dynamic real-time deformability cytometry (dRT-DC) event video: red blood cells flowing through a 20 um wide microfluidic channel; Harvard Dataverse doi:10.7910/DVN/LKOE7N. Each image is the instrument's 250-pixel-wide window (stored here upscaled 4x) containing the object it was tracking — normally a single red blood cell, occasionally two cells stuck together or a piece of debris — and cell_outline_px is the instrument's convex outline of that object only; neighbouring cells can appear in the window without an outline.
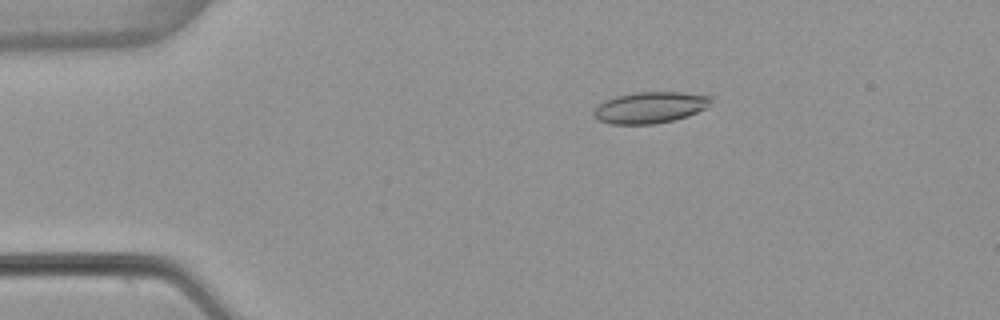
{"species": "common noctule bat (a hibernating species)", "species_latin": "Nyctalus noctula", "temperature_condition": "warm", "stored_images_in_passage": 53, "camera_frame_rate_fps": 3000, "um_per_image_px": 0.085, "animal": {"sex": "female", "body_mass_g": 22.7, "forearm_length_mm": 54.2}, "frame": {"image": 1, "passage_image": 10, "time_ms": 3.0, "image_size_px": [1000, 320], "cell_outline_px": [[712, 100], [704, 108], [688, 116], [672, 120], [652, 124], [608, 124], [592, 116], [592, 112], [604, 100], [616, 96], [636, 92], [684, 92], [712, 96]], "centroid_in_image_um": [55.22, 9.13], "position_along_channel_um": 29.8, "area_um2": 21.33}}
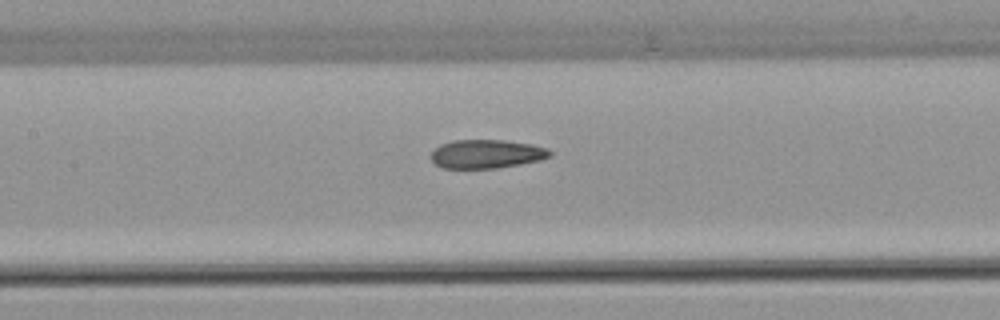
{"frame": {"image": 2, "passage_image": 25, "time_ms": 8.0, "image_size_px": [1000, 320], "cell_outline_px": [[552, 156], [540, 160], [520, 164], [496, 168], [444, 168], [436, 164], [432, 160], [432, 152], [440, 144], [452, 140], [504, 140], [532, 144], [548, 148], [552, 152]], "centroid_in_image_um": [41.39, 13.08], "position_along_channel_um": 166.0, "area_um2": 19.88}}
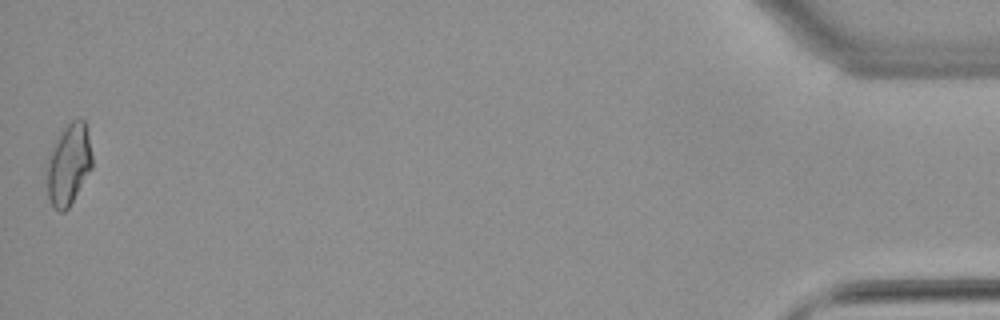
{"frame": {"image": 3, "passage_image": 53, "time_ms": 17.333, "image_size_px": [1000, 320], "cell_outline_px": [[92, 168], [68, 208], [64, 212], [60, 212], [52, 208], [48, 200], [44, 172], [44, 168], [48, 152], [60, 128], [72, 120], [84, 120], [88, 136], [92, 156]], "centroid_in_image_um": [5.75, 13.99], "position_along_channel_um": 429.5, "area_um2": 22.37}, "authors_computed_cell_mechanics": {"area_um2": 20.6346, "velocity_mm_per_s": 3.8525, "shape_relaxation_time_tau1_ms": null, "shape_relaxation_time_tau2_ms": 2.5726, "deformation_change_tau1": null, "deformation_change_tau2": 0.0992}}